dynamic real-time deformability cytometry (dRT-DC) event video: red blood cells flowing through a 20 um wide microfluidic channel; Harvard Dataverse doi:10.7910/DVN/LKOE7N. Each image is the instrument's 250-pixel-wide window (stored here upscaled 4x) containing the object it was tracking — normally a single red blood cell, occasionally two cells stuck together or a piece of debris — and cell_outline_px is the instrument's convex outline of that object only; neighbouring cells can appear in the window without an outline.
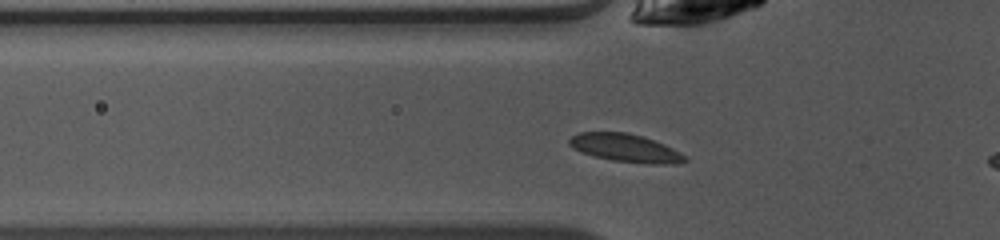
{"species": "common noctule bat (a hibernating species)", "species_latin": "Nyctalus noctula", "temperature_condition": "warm", "stored_images_in_passage": 39, "camera_frame_rate_fps": 3000, "um_per_image_px": 0.085, "animal": {"sex": "female", "body_mass_g": 10.0, "forearm_length_mm": 53.1}, "frame": {"image": 1, "passage_image": 5, "time_ms": 1.333, "image_size_px": [1000, 240], "cell_outline_px": [[688, 160], [676, 164], [652, 164], [612, 160], [592, 156], [572, 148], [568, 144], [568, 140], [572, 136], [580, 132], [628, 132], [664, 144], [680, 152]], "centroid_in_image_um": [53.13, 12.58], "position_along_channel_um": 72.7, "area_um2": 18.79}}
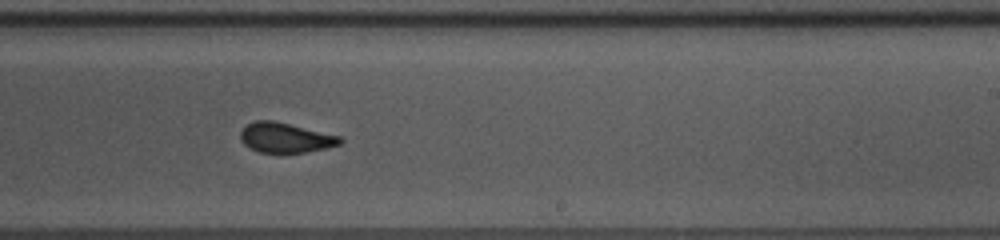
{"frame": {"image": 2, "passage_image": 19, "time_ms": 6.0, "image_size_px": [1000, 240], "cell_outline_px": [[344, 140], [340, 144], [324, 148], [304, 152], [260, 152], [244, 144], [240, 140], [240, 132], [248, 124], [256, 120], [272, 120], [340, 136]], "centroid_in_image_um": [24.25, 11.69], "position_along_channel_um": 264.8, "area_um2": 16.99}}
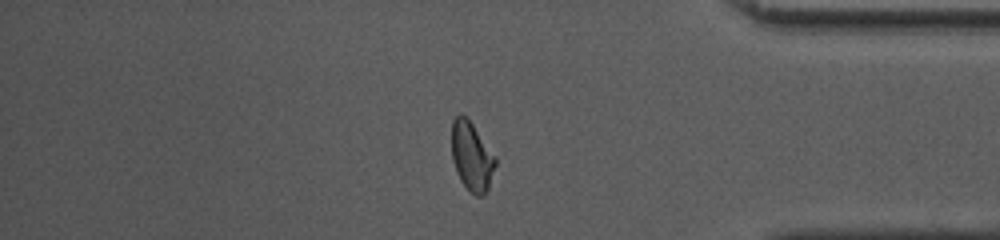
{"frame": {"image": 3, "passage_image": 30, "time_ms": 9.667, "image_size_px": [1000, 240], "cell_outline_px": [[496, 164], [488, 188], [480, 196], [476, 196], [468, 192], [460, 180], [456, 172], [452, 160], [452, 120], [460, 112], [468, 116], [496, 156]], "centroid_in_image_um": [40.09, 13.25], "position_along_channel_um": 395.1, "area_um2": 17.98}, "authors_computed_cell_mechanics": {"area_um2": 17.918, "velocity_mm_per_s": 4.1019, "shape_relaxation_time_tau1_ms": 3.5454, "shape_relaxation_time_tau2_ms": 0.6439, "deformation_change_tau1": 0.1369, "deformation_change_tau2": 0.0533}}